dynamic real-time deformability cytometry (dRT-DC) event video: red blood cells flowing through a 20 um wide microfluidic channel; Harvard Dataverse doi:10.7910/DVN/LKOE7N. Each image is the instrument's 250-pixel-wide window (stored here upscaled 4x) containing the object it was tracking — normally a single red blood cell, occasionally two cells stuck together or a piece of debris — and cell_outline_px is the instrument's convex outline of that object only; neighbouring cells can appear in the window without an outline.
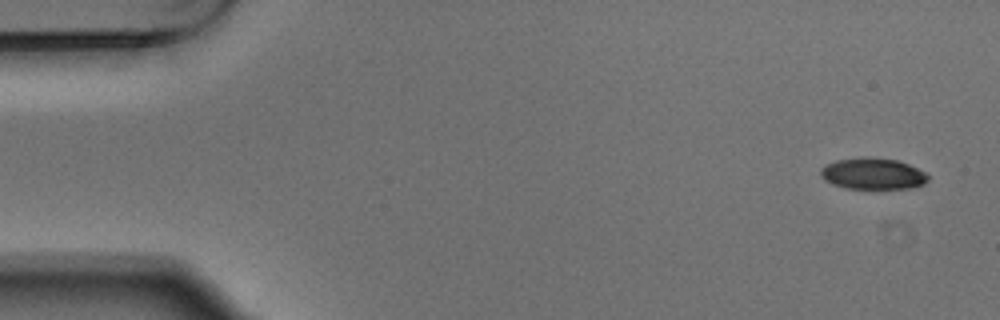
{"species": "Egyptian fruit bat (a non-hibernating species)", "species_latin": "Rousettus aegyptiacus", "temperature_condition": "warm", "stored_images_in_passage": 7, "camera_frame_rate_fps": 3000, "um_per_image_px": 0.085, "animal": {"sex": "male"}, "frame": {"image": 1, "passage_image": 1, "time_ms": 0.0, "image_size_px": [1000, 320], "cell_outline_px": [[928, 180], [924, 184], [908, 188], [848, 188], [832, 184], [824, 180], [820, 176], [820, 168], [824, 164], [836, 160], [864, 156], [896, 160], [908, 164], [924, 172], [928, 176]], "centroid_in_image_um": [74.13, 14.75], "position_along_channel_um": 10.9, "area_um2": 19.59}}
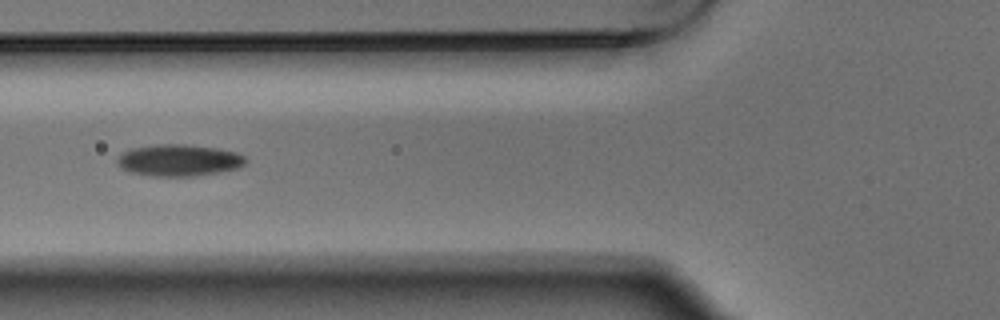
{"frame": {"image": 2, "passage_image": 5, "time_ms": 1.333, "image_size_px": [1000, 320], "cell_outline_px": [[248, 160], [240, 168], [220, 172], [196, 176], [152, 176], [128, 172], [120, 168], [116, 164], [116, 160], [124, 152], [132, 148], [160, 144], [184, 144], [216, 148], [236, 152], [244, 156]], "centroid_in_image_um": [15.21, 13.63], "position_along_channel_um": 110.6, "area_um2": 23.87}}
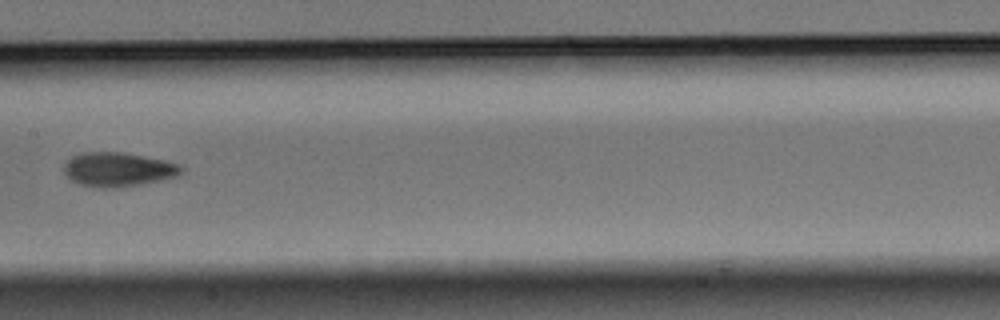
{"frame": {"image": 3, "passage_image": 7, "time_ms": 2.0, "image_size_px": [1000, 320], "cell_outline_px": [[184, 168], [176, 176], [160, 180], [140, 184], [112, 188], [100, 188], [80, 184], [72, 180], [64, 172], [64, 164], [72, 156], [84, 152], [124, 152], [164, 160], [176, 164]], "centroid_in_image_um": [10.01, 14.4], "position_along_channel_um": 197.4, "area_um2": 23.06}}